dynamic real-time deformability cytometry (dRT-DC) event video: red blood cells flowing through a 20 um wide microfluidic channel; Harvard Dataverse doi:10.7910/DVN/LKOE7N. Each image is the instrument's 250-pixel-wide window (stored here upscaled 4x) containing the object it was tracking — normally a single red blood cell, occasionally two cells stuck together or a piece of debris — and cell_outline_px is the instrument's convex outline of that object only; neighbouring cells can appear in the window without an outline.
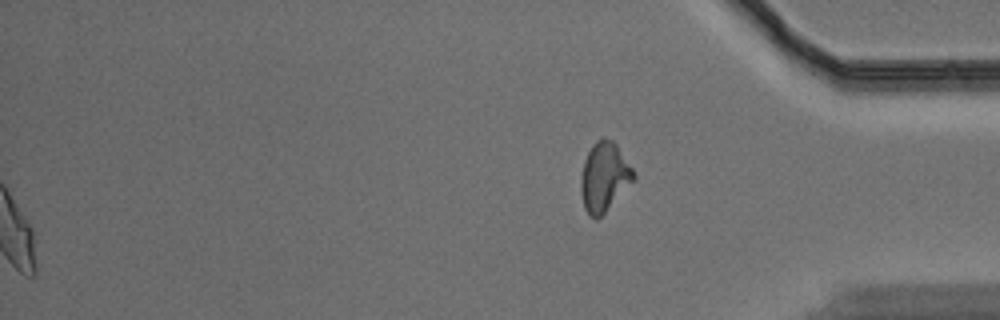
{"species": "Egyptian fruit bat (a non-hibernating species)", "species_latin": "Rousettus aegyptiacus", "temperature_condition": "warm", "stored_images_in_passage": 56, "segment_of_instrument_passage": [2, 2], "camera_frame_rate_fps": 3000, "um_per_image_px": 0.085, "animal": {"sex": "male"}, "frame": {"image": 1, "passage_image": 56, "time_ms": 18.333, "image_size_px": [1000, 320], "cell_outline_px": [[636, 180], [596, 220], [584, 208], [580, 192], [580, 176], [584, 160], [588, 152], [596, 140], [604, 136], [612, 140], [616, 144], [632, 168], [636, 176]], "centroid_in_image_um": [51.36, 15.02], "position_along_channel_um": 383.8, "area_um2": 21.27}}